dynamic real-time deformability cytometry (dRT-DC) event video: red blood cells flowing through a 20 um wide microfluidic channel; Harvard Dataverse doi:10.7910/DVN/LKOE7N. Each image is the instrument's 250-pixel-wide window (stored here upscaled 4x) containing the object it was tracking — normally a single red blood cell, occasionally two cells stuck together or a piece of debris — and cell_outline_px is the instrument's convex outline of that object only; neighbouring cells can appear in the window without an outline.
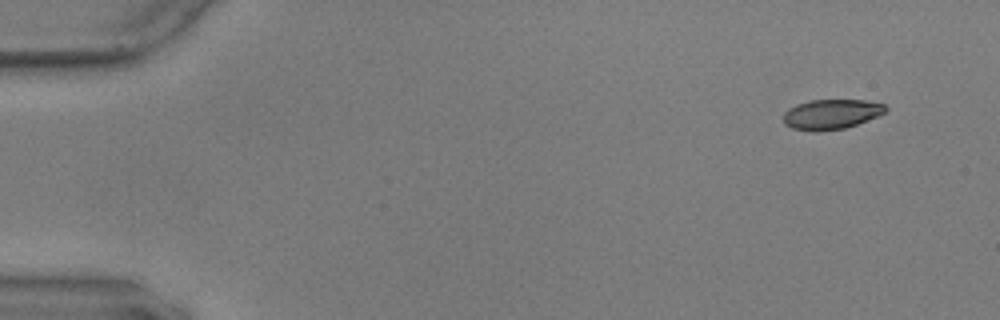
{"species": "common noctule bat (a hibernating species)", "species_latin": "Nyctalus noctula", "temperature_condition": "warm", "stored_images_in_passage": 54, "camera_frame_rate_fps": 3000, "um_per_image_px": 0.085, "animal": {"sex": "male", "body_mass_g": 17.9, "forearm_length_mm": 54.2}, "frame": {"image": 1, "passage_image": 1, "time_ms": 0.0, "image_size_px": [1000, 320], "cell_outline_px": [[888, 108], [884, 112], [876, 116], [856, 124], [844, 128], [816, 132], [812, 132], [792, 128], [784, 124], [784, 112], [788, 108], [796, 104], [812, 100], [864, 100], [884, 104]], "centroid_in_image_um": [70.61, 9.71], "position_along_channel_um": 14.4, "area_um2": 17.74}}
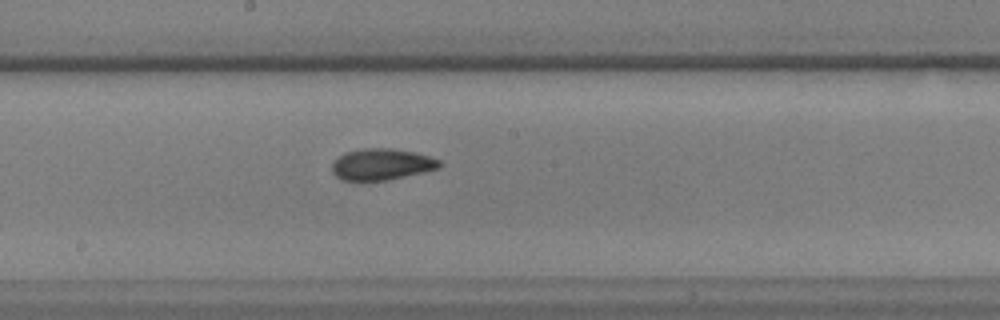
{"frame": {"image": 2, "passage_image": 28, "time_ms": 9.0, "image_size_px": [1000, 320], "cell_outline_px": [[440, 168], [424, 172], [388, 180], [340, 180], [332, 172], [332, 164], [344, 152], [364, 148], [392, 148], [416, 152], [440, 160]], "centroid_in_image_um": [32.44, 13.96], "position_along_channel_um": 215.8, "area_um2": 19.65}}
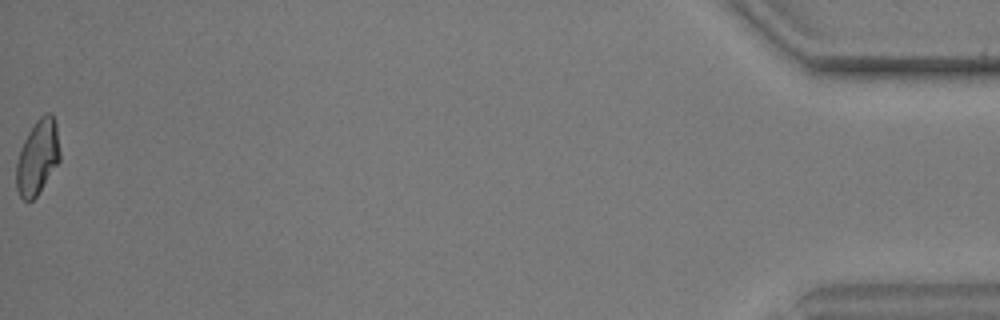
{"frame": {"image": 3, "passage_image": 54, "time_ms": 17.667, "image_size_px": [1000, 320], "cell_outline_px": [[60, 160], [36, 196], [32, 200], [24, 200], [20, 196], [16, 188], [16, 164], [24, 140], [28, 132], [36, 120], [44, 112], [48, 112], [52, 116], [56, 124], [60, 152]], "centroid_in_image_um": [3.19, 13.35], "position_along_channel_um": 432.0, "area_um2": 18.73}, "authors_computed_cell_mechanics": {"area_um2": 19.1029, "velocity_mm_per_s": 3.5649, "shape_relaxation_time_tau1_ms": 5.4841, "shape_relaxation_time_tau2_ms": 2.9881, "deformation_change_tau1": 0.1353, "deformation_change_tau2": 0.0602}}